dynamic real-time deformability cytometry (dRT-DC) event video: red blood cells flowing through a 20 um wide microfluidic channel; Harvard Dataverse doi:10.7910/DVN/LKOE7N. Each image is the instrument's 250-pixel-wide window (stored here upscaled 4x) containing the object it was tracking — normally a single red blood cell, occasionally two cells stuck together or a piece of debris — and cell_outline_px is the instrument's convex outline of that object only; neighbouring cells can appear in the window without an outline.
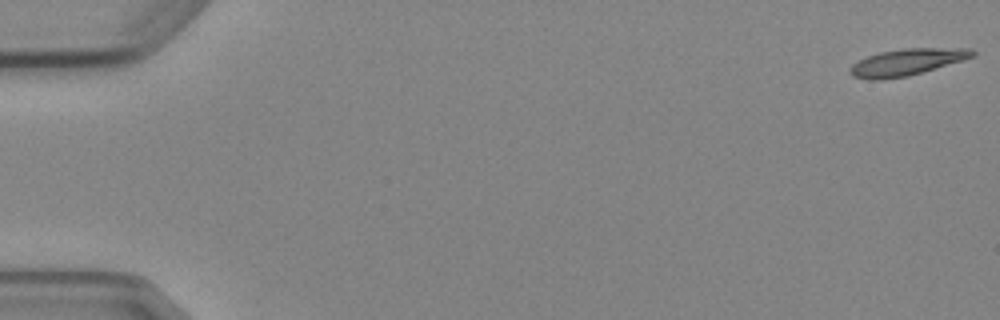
{"species": "Egyptian fruit bat (a non-hibernating species)", "species_latin": "Rousettus aegyptiacus", "temperature_condition": "cold", "stored_images_in_passage": 5, "camera_frame_rate_fps": 3000, "um_per_image_px": 0.085, "animal": {"sex": "female"}, "frame": {"image": 1, "passage_image": 1, "time_ms": 0.0, "image_size_px": [1000, 320], "cell_outline_px": [[976, 56], [964, 60], [908, 76], [880, 80], [868, 80], [852, 76], [848, 72], [848, 68], [852, 64], [868, 56], [880, 52], [904, 48], [972, 48], [976, 52]], "centroid_in_image_um": [77.08, 5.28], "position_along_channel_um": 7.9, "area_um2": 19.19}}
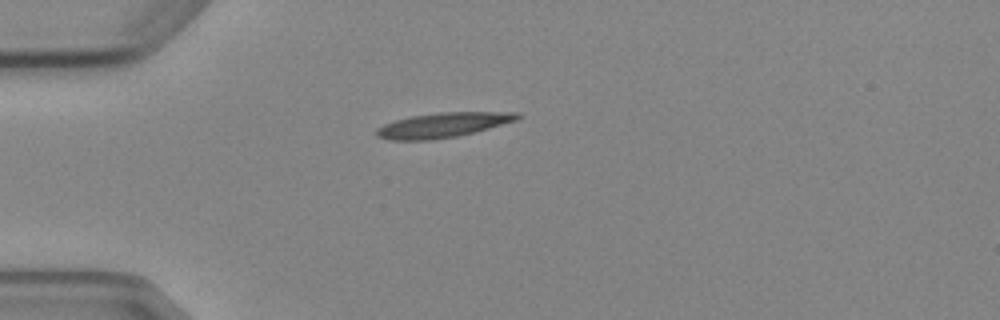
{"frame": {"image": 2, "passage_image": 5, "time_ms": 4.667, "image_size_px": [1000, 320], "cell_outline_px": [[524, 116], [516, 120], [488, 128], [456, 136], [432, 140], [388, 140], [376, 136], [376, 128], [384, 124], [396, 120], [412, 116], [440, 112], [520, 112]], "centroid_in_image_um": [37.64, 10.62], "position_along_channel_um": 47.4, "area_um2": 20.23}}